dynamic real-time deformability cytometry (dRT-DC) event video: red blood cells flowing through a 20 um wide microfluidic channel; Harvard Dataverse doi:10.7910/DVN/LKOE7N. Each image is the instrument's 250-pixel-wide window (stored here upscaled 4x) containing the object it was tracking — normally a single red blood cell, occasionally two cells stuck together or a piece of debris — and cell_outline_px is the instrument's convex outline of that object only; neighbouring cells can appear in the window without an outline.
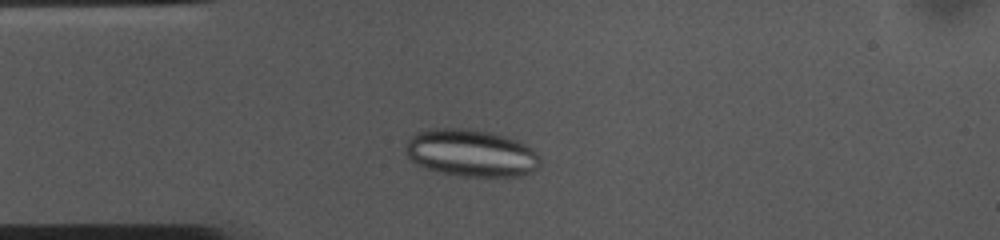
{"species": "common noctule bat (a hibernating species)", "species_latin": "Nyctalus noctula", "temperature_condition": "cold", "stored_images_in_passage": 42, "camera_frame_rate_fps": 3000, "um_per_image_px": 0.085, "animal": {"sex": "female", "body_mass_g": 10.0, "forearm_length_mm": 53.1}, "frame": {"image": 1, "passage_image": 9, "time_ms": 2.667, "image_size_px": [1000, 240], "cell_outline_px": [[540, 164], [532, 172], [520, 176], [460, 176], [440, 172], [416, 164], [404, 152], [404, 148], [408, 140], [416, 132], [428, 128], [468, 128], [488, 132], [504, 136], [516, 140], [524, 144], [536, 152], [540, 156]], "centroid_in_image_um": [40.01, 13.0], "position_along_channel_um": 45.0, "area_um2": 37.05}}
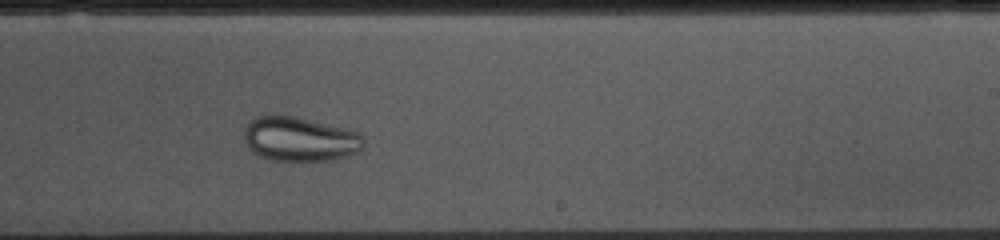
{"frame": {"image": 2, "passage_image": 28, "time_ms": 9.0, "image_size_px": [1000, 240], "cell_outline_px": [[364, 144], [356, 152], [332, 160], [272, 160], [260, 156], [252, 152], [248, 148], [244, 140], [244, 132], [248, 120], [256, 116], [272, 112], [276, 112], [344, 128], [356, 132], [364, 140]], "centroid_in_image_um": [25.38, 11.78], "position_along_channel_um": 263.6, "area_um2": 31.1}}
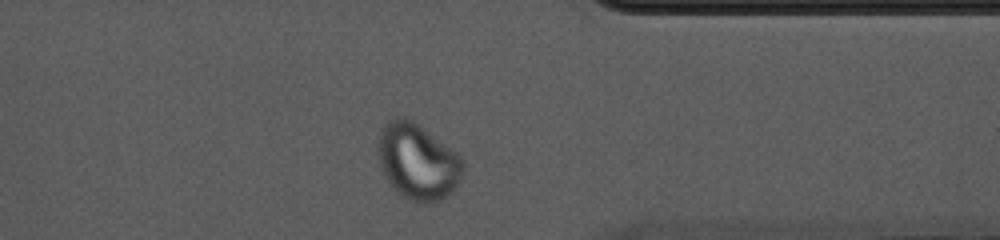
{"frame": {"image": 3, "passage_image": 38, "time_ms": 12.333, "image_size_px": [1000, 240], "cell_outline_px": [[464, 176], [452, 192], [448, 196], [440, 200], [412, 200], [404, 196], [384, 176], [380, 168], [380, 128], [388, 120], [396, 116], [404, 116], [412, 120], [452, 148], [464, 160]], "centroid_in_image_um": [35.55, 13.68], "position_along_channel_um": 375.8, "area_um2": 37.17}}